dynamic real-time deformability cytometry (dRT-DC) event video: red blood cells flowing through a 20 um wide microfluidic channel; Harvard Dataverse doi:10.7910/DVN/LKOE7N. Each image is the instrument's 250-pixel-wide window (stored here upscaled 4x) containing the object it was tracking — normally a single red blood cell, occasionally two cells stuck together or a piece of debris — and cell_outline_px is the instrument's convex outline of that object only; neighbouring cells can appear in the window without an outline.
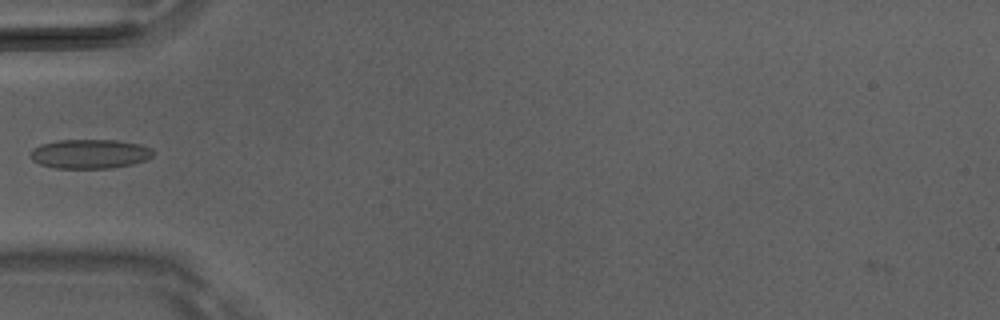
{"species": "Egyptian fruit bat (a non-hibernating species)", "species_latin": "Rousettus aegyptiacus", "temperature_condition": "room temperature", "stored_images_in_passage": 13, "camera_frame_rate_fps": 3000, "um_per_image_px": 0.085, "animal": {"sex": "male"}, "frame": {"image": 1, "passage_image": 6, "time_ms": 1.667, "image_size_px": [1000, 320], "cell_outline_px": [[152, 156], [144, 160], [132, 164], [112, 168], [52, 168], [40, 164], [32, 160], [28, 156], [32, 148], [40, 144], [56, 140], [116, 140], [140, 144], [152, 148]], "centroid_in_image_um": [7.57, 13.08], "position_along_channel_um": 77.4, "area_um2": 21.1}}